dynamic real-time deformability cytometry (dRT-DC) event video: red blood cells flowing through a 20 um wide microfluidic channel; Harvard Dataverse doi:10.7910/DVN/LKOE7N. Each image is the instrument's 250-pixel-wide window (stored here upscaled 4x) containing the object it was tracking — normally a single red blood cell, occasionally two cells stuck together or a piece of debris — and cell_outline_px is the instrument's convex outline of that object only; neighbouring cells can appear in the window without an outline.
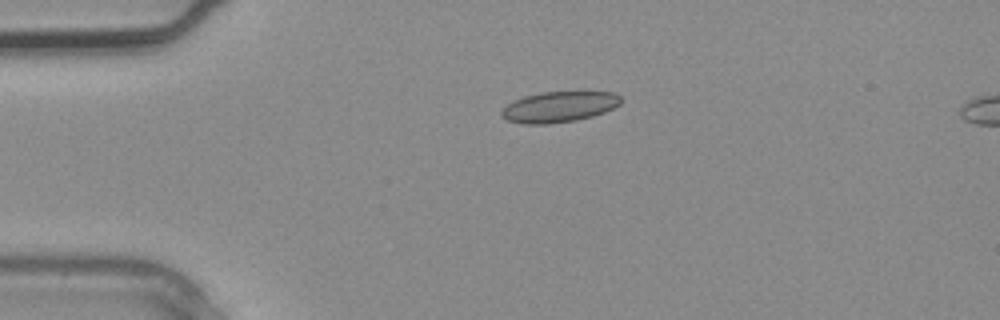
{"species": "common noctule bat (a hibernating species)", "species_latin": "Nyctalus noctula", "temperature_condition": "warm", "stored_images_in_passage": 3, "camera_frame_rate_fps": 3000, "um_per_image_px": 0.085, "animal": {"sex": "male", "body_mass_g": 20.4}, "frame": {"image": 1, "passage_image": 2, "time_ms": 0.333, "image_size_px": [1000, 320], "cell_outline_px": [[620, 104], [604, 112], [592, 116], [576, 120], [548, 124], [524, 124], [508, 120], [500, 116], [500, 112], [512, 100], [524, 96], [540, 92], [612, 92], [620, 96]], "centroid_in_image_um": [47.48, 9.08], "position_along_channel_um": 37.5, "area_um2": 21.27}}